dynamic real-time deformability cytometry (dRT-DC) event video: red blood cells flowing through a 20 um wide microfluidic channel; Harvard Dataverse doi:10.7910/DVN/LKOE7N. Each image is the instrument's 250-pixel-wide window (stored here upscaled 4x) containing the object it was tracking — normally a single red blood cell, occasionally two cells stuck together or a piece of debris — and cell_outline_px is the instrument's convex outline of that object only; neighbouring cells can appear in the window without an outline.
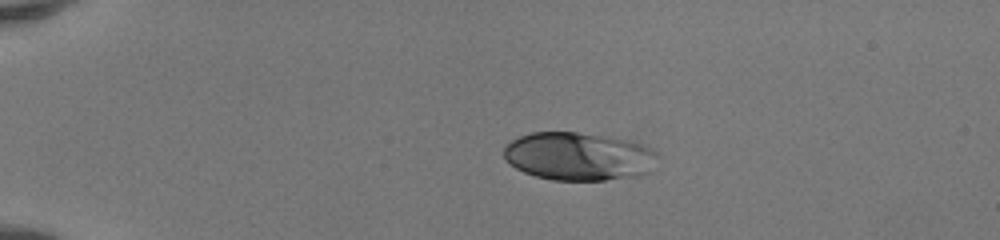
{"species": "human", "species_latin": "Homo sapiens", "temperature_condition": "room temperature", "stored_images_in_passage": 40, "camera_frame_rate_fps": 3000, "um_per_image_px": 0.085, "donor": {"sex": "female"}, "frame": {"image": 1, "passage_image": 1, "time_ms": 0.0, "image_size_px": [1000, 240], "cell_outline_px": [[656, 156], [652, 172], [644, 176], [604, 180], [552, 180], [536, 176], [524, 172], [508, 164], [504, 156], [504, 144], [520, 136], [532, 132], [576, 132], [628, 140], [640, 144], [656, 152]], "centroid_in_image_um": [49.17, 13.31], "position_along_channel_um": 35.8, "area_um2": 43.29}}
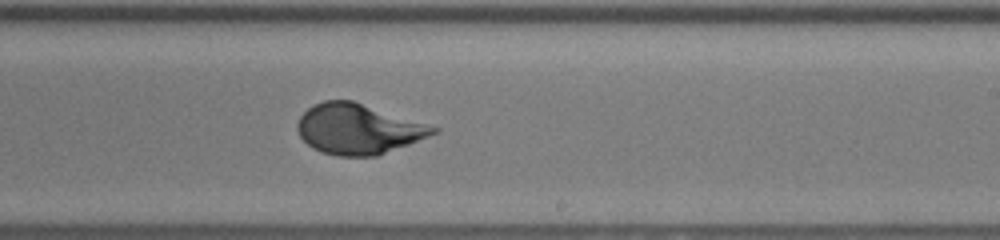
{"frame": {"image": 2, "passage_image": 22, "time_ms": 7.0, "image_size_px": [1000, 240], "cell_outline_px": [[440, 132], [376, 156], [336, 156], [320, 152], [312, 148], [300, 136], [296, 128], [296, 124], [300, 116], [312, 104], [324, 100], [352, 100], [440, 128]], "centroid_in_image_um": [30.42, 10.96], "position_along_channel_um": 258.6, "area_um2": 39.71}}
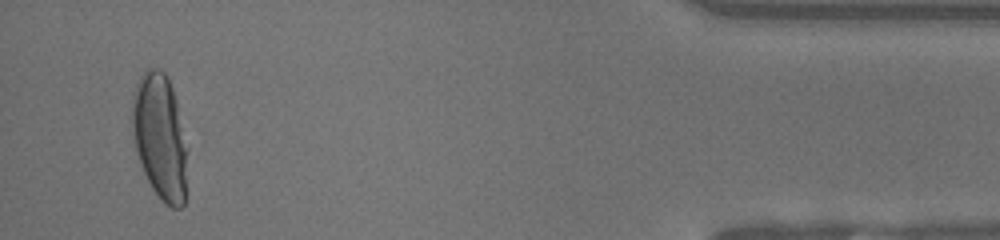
{"frame": {"image": 3, "passage_image": 38, "time_ms": 12.333, "image_size_px": [1000, 240], "cell_outline_px": [[188, 148], [184, 204], [180, 208], [172, 208], [164, 204], [152, 188], [144, 172], [136, 148], [132, 128], [132, 92], [140, 76], [148, 68], [156, 68], [164, 72], [168, 76], [176, 100]], "centroid_in_image_um": [13.61, 11.62], "position_along_channel_um": 421.6, "area_um2": 40.63}, "authors_computed_cell_mechanics": {"area_um2": 39.7664, "velocity_mm_per_s": 4.1482, "shape_relaxation_time_tau1_ms": 3.9948, "shape_relaxation_time_tau2_ms": null, "deformation_change_tau1": 0.2027, "deformation_change_tau2": null}}